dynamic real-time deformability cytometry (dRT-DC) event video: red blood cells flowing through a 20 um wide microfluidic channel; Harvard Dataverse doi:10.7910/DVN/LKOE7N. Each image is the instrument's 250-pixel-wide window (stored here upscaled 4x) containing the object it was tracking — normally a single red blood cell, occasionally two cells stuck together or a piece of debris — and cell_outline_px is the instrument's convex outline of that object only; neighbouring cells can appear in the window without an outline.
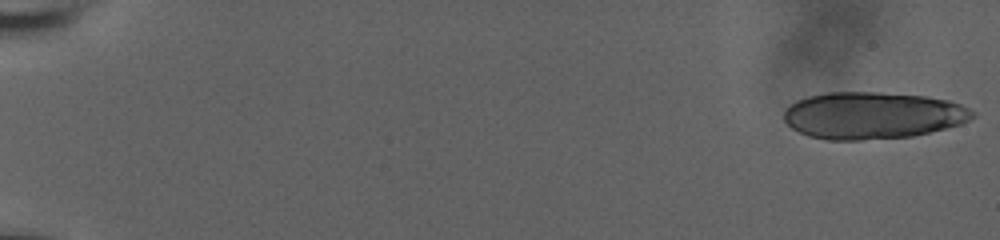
{"species": "human", "species_latin": "Homo sapiens", "temperature_condition": "room temperature", "stored_images_in_passage": 22, "camera_frame_rate_fps": 3000, "um_per_image_px": 0.085, "donor": {"sex": "male"}, "frame": {"image": 1, "passage_image": 1, "time_ms": 0.0, "image_size_px": [1000, 240], "cell_outline_px": [[972, 116], [968, 120], [960, 124], [912, 136], [860, 140], [828, 140], [808, 136], [792, 128], [784, 120], [784, 112], [792, 104], [808, 96], [828, 92], [880, 92], [924, 96], [948, 100], [960, 104], [968, 108], [972, 112]], "centroid_in_image_um": [74.14, 9.81], "position_along_channel_um": 10.9, "area_um2": 51.15}}
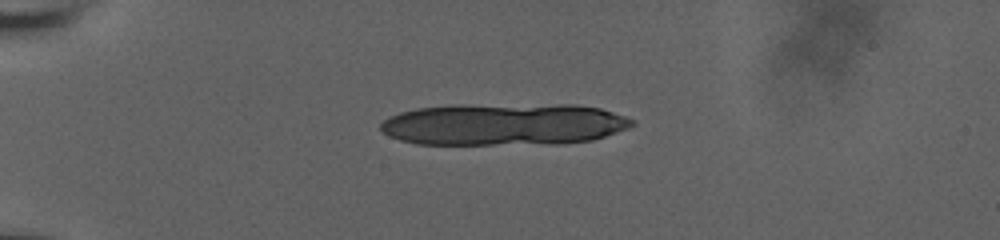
{"frame": {"image": 2, "passage_image": 16, "time_ms": 5.0, "image_size_px": [1000, 240], "cell_outline_px": [[636, 124], [628, 128], [592, 140], [560, 144], [416, 144], [400, 140], [388, 136], [380, 128], [380, 124], [388, 116], [400, 112], [416, 108], [456, 104], [576, 104], [600, 108], [636, 120]], "centroid_in_image_um": [42.82, 10.55], "position_along_channel_um": 42.2, "area_um2": 62.42}}